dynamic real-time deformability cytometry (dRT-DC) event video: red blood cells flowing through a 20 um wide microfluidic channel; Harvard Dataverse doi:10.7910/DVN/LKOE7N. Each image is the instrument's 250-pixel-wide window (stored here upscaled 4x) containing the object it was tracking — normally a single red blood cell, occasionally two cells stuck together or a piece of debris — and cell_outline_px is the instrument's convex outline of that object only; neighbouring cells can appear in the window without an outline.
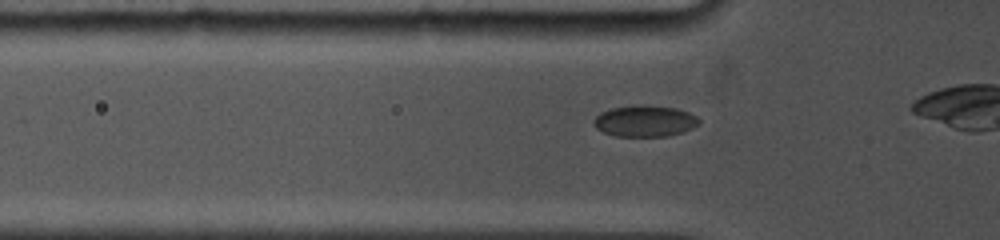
{"species": "common noctule bat (a hibernating species)", "species_latin": "Nyctalus noctula", "temperature_condition": "cold", "stored_images_in_passage": 13, "camera_frame_rate_fps": 5000, "um_per_image_px": 0.085, "animal": {"sex": "female", "body_mass_g": 19.0, "forearm_length_mm": 53.3}, "frame": {"image": 1, "passage_image": 6, "time_ms": 1.4, "image_size_px": [1000, 240], "cell_outline_px": [[700, 124], [684, 132], [668, 136], [616, 136], [604, 132], [596, 128], [592, 124], [592, 120], [600, 112], [612, 108], [644, 104], [676, 108], [688, 112], [696, 116], [700, 120]], "centroid_in_image_um": [54.81, 10.28], "position_along_channel_um": 71.0, "area_um2": 19.36}}
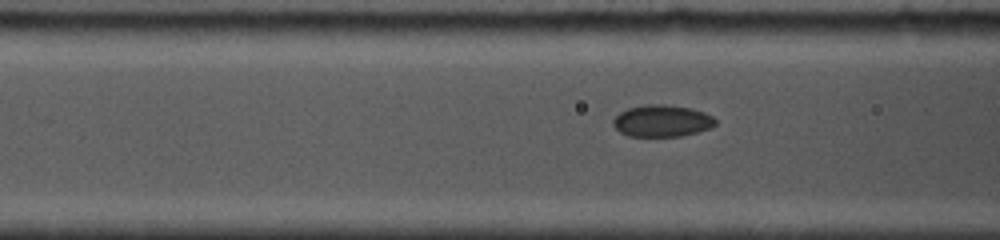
{"frame": {"image": 2, "passage_image": 10, "time_ms": 2.4, "image_size_px": [1000, 240], "cell_outline_px": [[716, 124], [708, 128], [696, 132], [680, 136], [628, 136], [620, 132], [612, 124], [612, 120], [620, 112], [628, 108], [644, 104], [660, 104], [692, 108], [704, 112], [712, 116], [716, 120]], "centroid_in_image_um": [56.24, 10.27], "position_along_channel_um": 110.4, "area_um2": 18.9}}